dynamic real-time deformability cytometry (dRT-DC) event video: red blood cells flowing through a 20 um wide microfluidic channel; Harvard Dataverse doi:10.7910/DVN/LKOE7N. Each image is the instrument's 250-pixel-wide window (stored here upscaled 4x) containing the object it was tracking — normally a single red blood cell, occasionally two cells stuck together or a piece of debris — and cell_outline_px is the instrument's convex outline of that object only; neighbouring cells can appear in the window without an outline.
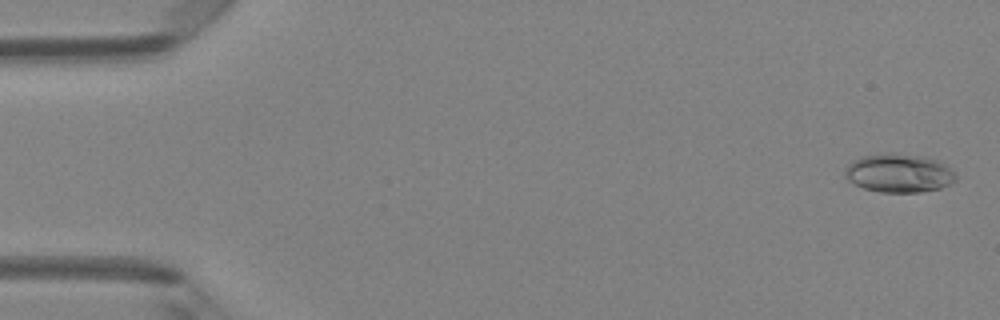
{"species": "Egyptian fruit bat (a non-hibernating species)", "species_latin": "Rousettus aegyptiacus", "temperature_condition": "room temperature", "stored_images_in_passage": 49, "camera_frame_rate_fps": 3000, "um_per_image_px": 0.085, "animal": {"sex": "female"}, "frame": {"image": 1, "passage_image": 2, "time_ms": 0.333, "image_size_px": [1000, 320], "cell_outline_px": [[956, 180], [940, 188], [920, 192], [880, 192], [864, 188], [848, 180], [844, 176], [844, 168], [852, 160], [860, 156], [884, 152], [896, 152], [924, 156], [936, 160], [944, 164], [956, 176]], "centroid_in_image_um": [76.35, 14.69], "position_along_channel_um": 8.7, "area_um2": 25.14}}
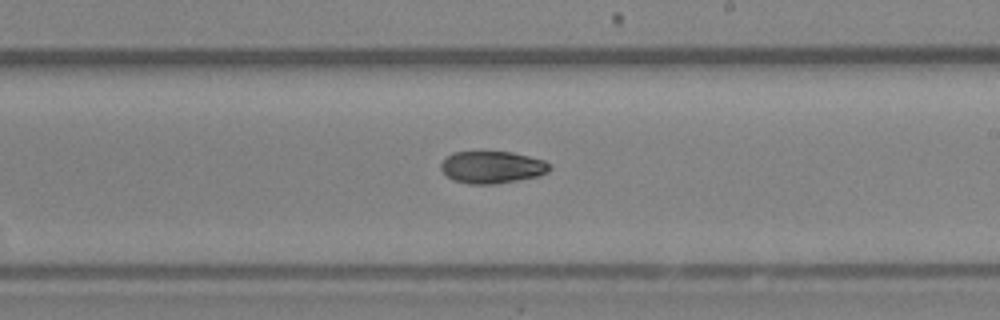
{"frame": {"image": 2, "passage_image": 29, "time_ms": 9.333, "image_size_px": [1000, 320], "cell_outline_px": [[552, 168], [548, 172], [536, 176], [496, 184], [468, 184], [452, 180], [440, 168], [440, 164], [452, 152], [512, 152], [544, 160], [552, 164]], "centroid_in_image_um": [41.84, 14.21], "position_along_channel_um": 247.2, "area_um2": 20.35}}
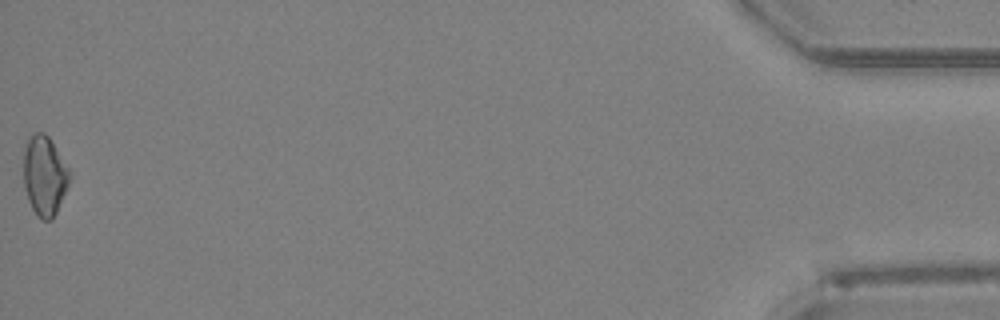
{"frame": {"image": 3, "passage_image": 49, "time_ms": 16.0, "image_size_px": [1000, 320], "cell_outline_px": [[68, 188], [52, 220], [40, 220], [36, 216], [28, 200], [24, 184], [24, 148], [28, 140], [36, 132], [44, 132], [48, 136], [68, 168]], "centroid_in_image_um": [3.77, 14.97], "position_along_channel_um": 431.4, "area_um2": 21.04}, "authors_computed_cell_mechanics": {"area_um2": 20.9814, "velocity_mm_per_s": 4.2335, "shape_relaxation_time_tau1_ms": 4.1299, "shape_relaxation_time_tau2_ms": null, "deformation_change_tau1": 0.1201, "deformation_change_tau2": null}}